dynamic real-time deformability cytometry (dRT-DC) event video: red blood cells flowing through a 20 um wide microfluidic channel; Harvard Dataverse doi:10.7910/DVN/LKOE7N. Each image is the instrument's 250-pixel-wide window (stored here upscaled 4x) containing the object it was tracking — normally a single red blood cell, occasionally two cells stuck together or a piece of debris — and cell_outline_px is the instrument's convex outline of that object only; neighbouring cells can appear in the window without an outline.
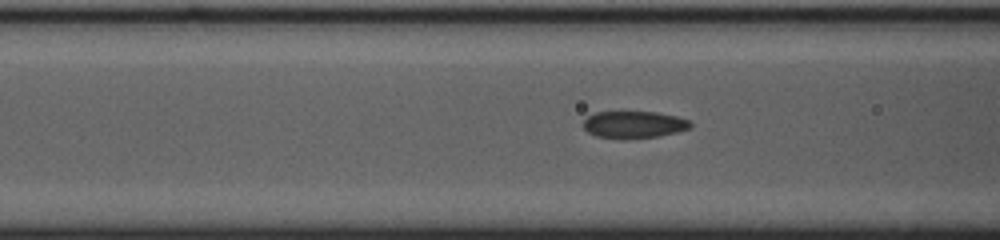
{"species": "common noctule bat (a hibernating species)", "species_latin": "Nyctalus noctula", "temperature_condition": "cold", "stored_images_in_passage": 7, "camera_frame_rate_fps": 3000, "um_per_image_px": 0.085, "animal": {"sex": "female", "body_mass_g": 23.0, "forearm_length_mm": 53.4}, "frame": {"image": 1, "passage_image": 5, "time_ms": 1.333, "image_size_px": [1000, 240], "cell_outline_px": [[692, 128], [660, 136], [596, 136], [588, 132], [584, 128], [584, 120], [588, 116], [596, 112], [656, 112], [676, 116], [688, 120], [692, 124]], "centroid_in_image_um": [53.92, 10.55], "position_along_channel_um": 112.7, "area_um2": 16.13}}